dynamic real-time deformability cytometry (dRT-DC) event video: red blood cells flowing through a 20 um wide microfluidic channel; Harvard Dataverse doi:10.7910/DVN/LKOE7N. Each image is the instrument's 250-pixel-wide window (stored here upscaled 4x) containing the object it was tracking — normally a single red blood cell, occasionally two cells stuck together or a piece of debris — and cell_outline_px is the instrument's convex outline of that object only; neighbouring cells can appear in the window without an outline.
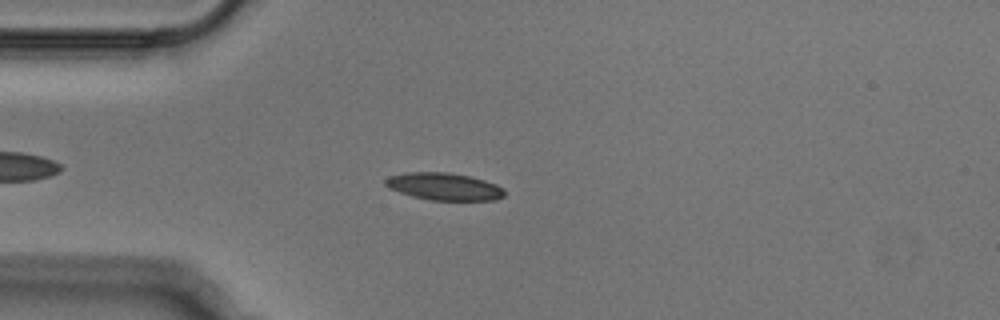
{"species": "Egyptian fruit bat (a non-hibernating species)", "species_latin": "Rousettus aegyptiacus", "temperature_condition": "cold", "stored_images_in_passage": 47, "camera_frame_rate_fps": 3000, "um_per_image_px": 0.085, "animal": {"sex": "male"}, "frame": {"image": 1, "passage_image": 9, "time_ms": 2.667, "image_size_px": [1000, 320], "cell_outline_px": [[504, 196], [496, 200], [432, 200], [412, 196], [388, 188], [384, 184], [384, 180], [388, 176], [408, 172], [448, 172], [468, 176], [484, 180], [496, 184], [504, 188]], "centroid_in_image_um": [37.73, 15.85], "position_along_channel_um": 47.3, "area_um2": 18.96}}
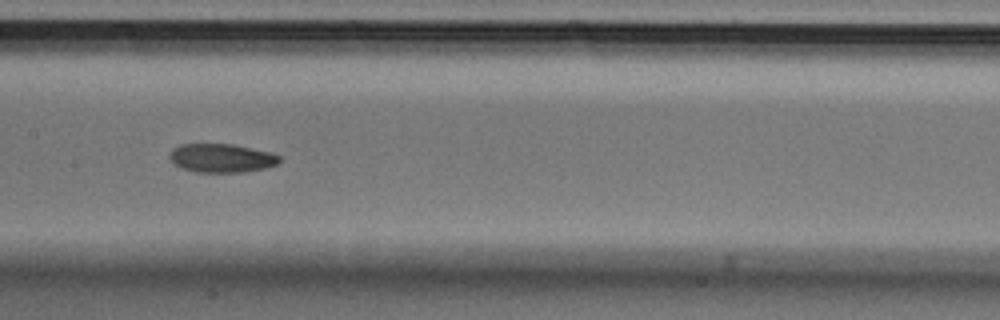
{"frame": {"image": 2, "passage_image": 21, "time_ms": 6.667, "image_size_px": [1000, 320], "cell_outline_px": [[284, 160], [268, 168], [244, 172], [196, 172], [180, 168], [172, 164], [168, 156], [172, 148], [180, 144], [236, 144], [272, 152], [280, 156]], "centroid_in_image_um": [18.85, 13.43], "position_along_channel_um": 188.6, "area_um2": 18.9}}
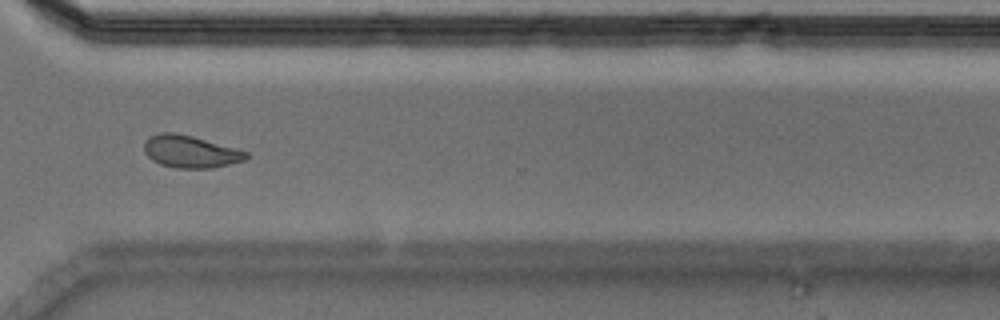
{"frame": {"image": 3, "passage_image": 34, "time_ms": 11.0, "image_size_px": [1000, 320], "cell_outline_px": [[248, 156], [244, 160], [212, 168], [176, 168], [160, 164], [152, 160], [144, 152], [144, 144], [152, 136], [160, 132], [176, 132], [240, 148], [248, 152]], "centroid_in_image_um": [16.21, 12.88], "position_along_channel_um": 354.4, "area_um2": 19.25}}